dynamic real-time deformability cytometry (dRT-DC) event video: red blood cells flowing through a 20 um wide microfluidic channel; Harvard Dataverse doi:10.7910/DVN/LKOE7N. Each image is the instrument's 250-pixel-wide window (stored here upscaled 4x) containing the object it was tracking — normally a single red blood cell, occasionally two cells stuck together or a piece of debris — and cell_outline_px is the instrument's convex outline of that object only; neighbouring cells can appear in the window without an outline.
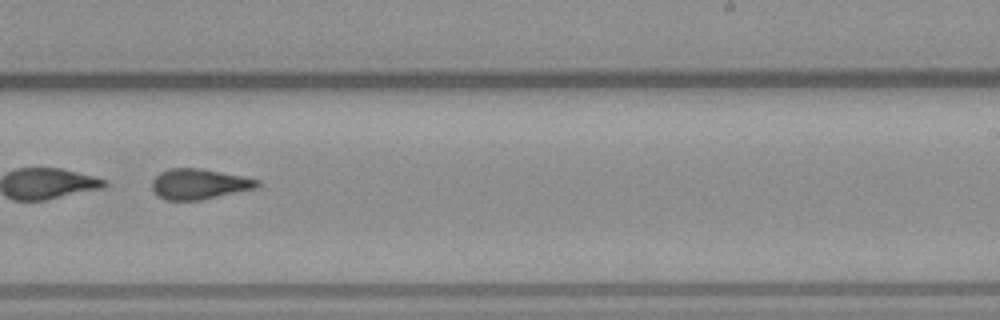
{"species": "common noctule bat (a hibernating species)", "species_latin": "Nyctalus noctula", "temperature_condition": "warm", "stored_images_in_passage": 53, "camera_frame_rate_fps": 3000, "um_per_image_px": 0.085, "animal": {"sex": "male", "body_mass_g": 23.1, "forearm_length_mm": 52.7}, "frame": {"image": 1, "passage_image": 33, "time_ms": 10.667, "image_size_px": [1000, 320], "cell_outline_px": [[260, 184], [256, 188], [200, 200], [164, 200], [156, 196], [152, 188], [152, 180], [160, 172], [168, 168], [200, 168], [260, 180]], "centroid_in_image_um": [16.87, 15.65], "position_along_channel_um": 272.1, "area_um2": 18.61}}